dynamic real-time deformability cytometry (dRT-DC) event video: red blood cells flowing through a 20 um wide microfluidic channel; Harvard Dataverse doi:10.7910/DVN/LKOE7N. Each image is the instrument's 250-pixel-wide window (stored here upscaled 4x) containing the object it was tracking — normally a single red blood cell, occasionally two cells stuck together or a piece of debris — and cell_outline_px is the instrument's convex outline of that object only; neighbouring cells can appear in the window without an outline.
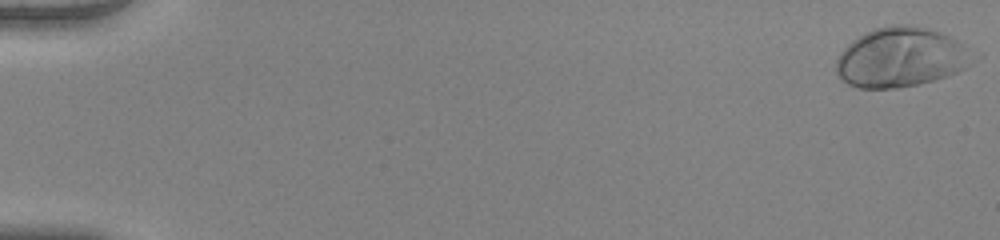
{"species": "human", "species_latin": "Homo sapiens", "temperature_condition": "warm", "stored_images_in_passage": 54, "camera_frame_rate_fps": 3000, "um_per_image_px": 0.085, "donor": {"sex": "female"}, "frame": {"image": 1, "passage_image": 1, "time_ms": 0.0, "image_size_px": [1000, 240], "cell_outline_px": [[984, 56], [972, 64], [948, 76], [916, 84], [896, 88], [856, 88], [848, 84], [836, 72], [836, 60], [840, 52], [852, 40], [864, 32], [872, 28], [888, 24], [908, 24], [940, 32], [964, 44]], "centroid_in_image_um": [76.64, 4.86], "position_along_channel_um": 8.4, "area_um2": 48.21}}
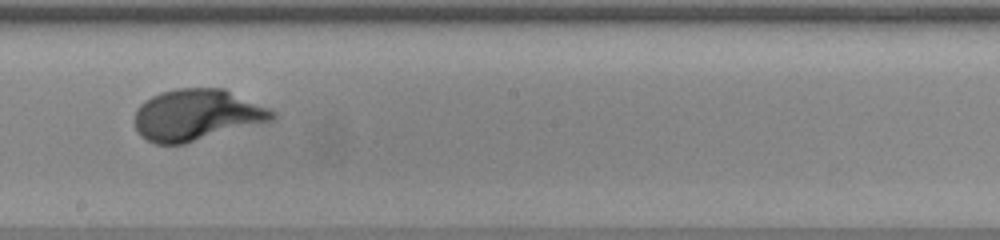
{"frame": {"image": 2, "passage_image": 32, "time_ms": 10.333, "image_size_px": [1000, 240], "cell_outline_px": [[276, 116], [272, 120], [184, 144], [156, 144], [140, 136], [136, 132], [136, 108], [144, 100], [160, 92], [176, 88], [224, 88], [268, 108], [276, 112]], "centroid_in_image_um": [16.69, 9.76], "position_along_channel_um": 231.5, "area_um2": 40.98}}
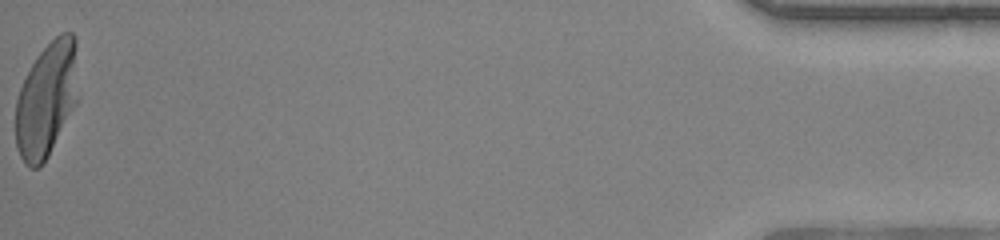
{"frame": {"image": 3, "passage_image": 54, "time_ms": 17.667, "image_size_px": [1000, 240], "cell_outline_px": [[76, 104], [48, 156], [40, 168], [28, 168], [24, 164], [16, 148], [16, 100], [20, 88], [36, 56], [60, 32], [72, 32], [76, 36]], "centroid_in_image_um": [3.94, 8.48], "position_along_channel_um": 431.3, "area_um2": 41.62}, "authors_computed_cell_mechanics": {"area_um2": 40.8646, "velocity_mm_per_s": 3.924, "shape_relaxation_time_tau1_ms": 3.0614, "shape_relaxation_time_tau2_ms": null, "deformation_change_tau1": 0.2059, "deformation_change_tau2": null}}